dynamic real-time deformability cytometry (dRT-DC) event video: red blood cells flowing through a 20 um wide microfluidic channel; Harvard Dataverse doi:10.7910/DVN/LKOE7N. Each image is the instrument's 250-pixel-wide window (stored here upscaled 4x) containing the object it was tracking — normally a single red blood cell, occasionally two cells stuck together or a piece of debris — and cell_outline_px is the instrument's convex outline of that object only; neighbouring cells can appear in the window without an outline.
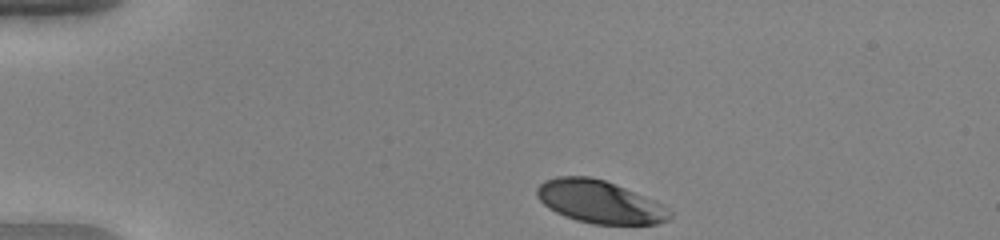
{"species": "human", "species_latin": "Homo sapiens", "temperature_condition": "warm", "stored_images_in_passage": 36, "camera_frame_rate_fps": 3000, "um_per_image_px": 0.085, "donor": {"sex": "female"}, "frame": {"image": 1, "passage_image": 1, "time_ms": 0.0, "image_size_px": [1000, 240], "cell_outline_px": [[672, 216], [668, 220], [656, 224], [592, 224], [576, 220], [564, 216], [548, 208], [536, 196], [536, 188], [544, 180], [556, 176], [588, 176], [604, 180], [664, 204], [672, 212]], "centroid_in_image_um": [50.96, 17.16], "position_along_channel_um": 34.0, "area_um2": 33.12}}
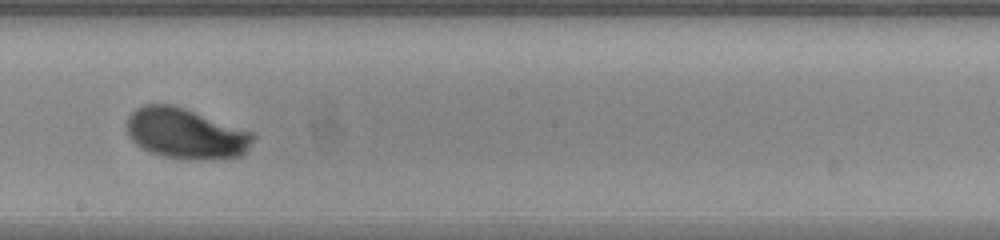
{"frame": {"image": 2, "passage_image": 21, "time_ms": 6.667, "image_size_px": [1000, 240], "cell_outline_px": [[256, 136], [244, 156], [200, 160], [188, 160], [164, 156], [152, 152], [136, 144], [128, 136], [128, 116], [136, 108], [144, 104], [168, 104], [184, 108], [256, 132]], "centroid_in_image_um": [15.86, 11.36], "position_along_channel_um": 232.3, "area_um2": 37.4}}
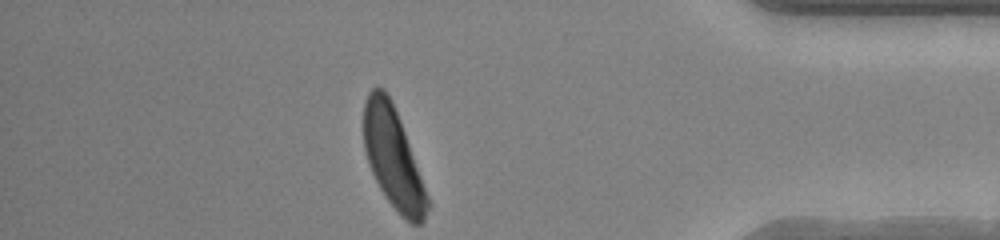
{"frame": {"image": 3, "passage_image": 36, "time_ms": 11.667, "image_size_px": [1000, 240], "cell_outline_px": [[432, 204], [424, 220], [420, 224], [412, 224], [400, 216], [384, 196], [368, 164], [364, 148], [364, 100], [368, 92], [372, 88], [384, 88], [400, 120]], "centroid_in_image_um": [33.43, 13.49], "position_along_channel_um": 401.8, "area_um2": 37.34}, "authors_computed_cell_mechanics": {"area_um2": 36.5585, "velocity_mm_per_s": 3.9802, "shape_relaxation_time_tau1_ms": 2.4405, "shape_relaxation_time_tau2_ms": null, "deformation_change_tau1": 0.1703, "deformation_change_tau2": null}}